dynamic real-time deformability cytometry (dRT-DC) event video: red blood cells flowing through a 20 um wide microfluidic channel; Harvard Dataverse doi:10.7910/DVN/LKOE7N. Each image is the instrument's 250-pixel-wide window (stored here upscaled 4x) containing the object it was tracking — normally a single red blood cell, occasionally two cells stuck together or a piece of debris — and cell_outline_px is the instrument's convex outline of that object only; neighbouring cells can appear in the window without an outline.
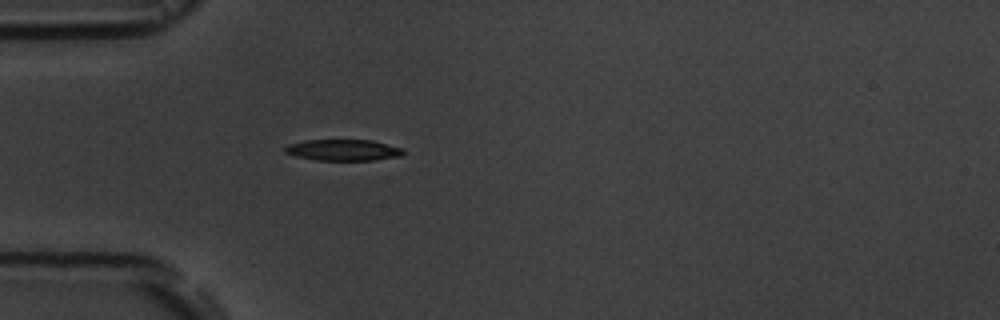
{"species": "common noctule bat (a hibernating species)", "species_latin": "Nyctalus noctula", "temperature_condition": "room temperature", "stored_images_in_passage": 1, "camera_frame_rate_fps": 3000, "um_per_image_px": 0.085, "animal": {"sex": "male", "body_mass_g": 19.5, "forearm_length_mm": 54.6}, "frame": {"image": 1, "passage_image": 1, "time_ms": 0.0, "image_size_px": [1000, 320], "cell_outline_px": [[404, 152], [400, 156], [372, 160], [316, 160], [296, 156], [284, 152], [284, 148], [288, 144], [304, 140], [372, 140], [404, 148]], "centroid_in_image_um": [29.17, 12.75], "position_along_channel_um": 55.8, "area_um2": 14.62}}